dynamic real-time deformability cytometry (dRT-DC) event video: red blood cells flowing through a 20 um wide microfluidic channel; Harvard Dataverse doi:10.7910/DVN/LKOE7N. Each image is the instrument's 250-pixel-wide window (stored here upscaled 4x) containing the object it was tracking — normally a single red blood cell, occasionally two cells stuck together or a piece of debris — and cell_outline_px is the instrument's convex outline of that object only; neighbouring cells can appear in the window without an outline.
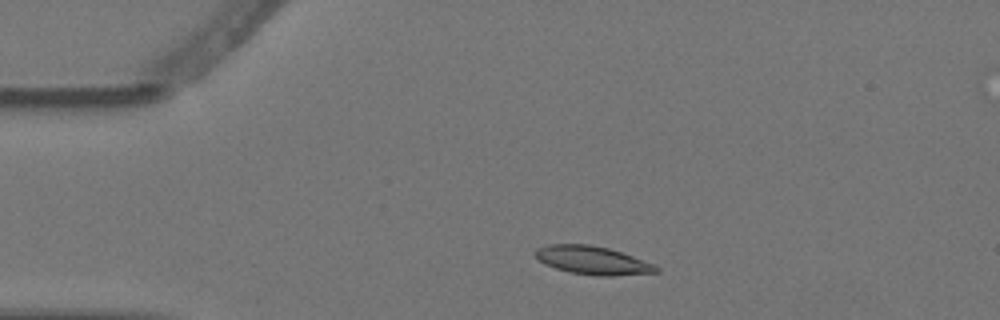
{"species": "Egyptian fruit bat (a non-hibernating species)", "species_latin": "Rousettus aegyptiacus", "temperature_condition": "warm", "stored_images_in_passage": 2, "camera_frame_rate_fps": 3000, "um_per_image_px": 0.085, "animal": {"sex": "female"}, "frame": {"image": 1, "passage_image": 1, "time_ms": 0.0, "image_size_px": [1000, 320], "cell_outline_px": [[660, 272], [612, 276], [596, 276], [572, 272], [556, 268], [544, 264], [532, 252], [536, 248], [548, 244], [588, 244], [608, 248], [632, 256], [652, 264], [660, 268]], "centroid_in_image_um": [50.34, 22.12], "position_along_channel_um": 34.7, "area_um2": 19.83}}